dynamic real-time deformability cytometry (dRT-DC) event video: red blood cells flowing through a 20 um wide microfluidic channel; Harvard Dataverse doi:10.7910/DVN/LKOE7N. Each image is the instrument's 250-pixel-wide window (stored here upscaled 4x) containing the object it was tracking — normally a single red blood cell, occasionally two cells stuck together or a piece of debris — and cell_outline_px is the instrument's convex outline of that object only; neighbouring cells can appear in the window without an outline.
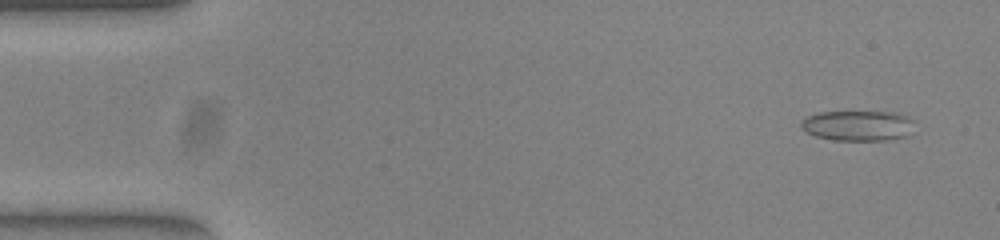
{"species": "common noctule bat (a hibernating species)", "species_latin": "Nyctalus noctula", "temperature_condition": "warm", "stored_images_in_passage": 53, "camera_frame_rate_fps": 3000, "um_per_image_px": 0.085, "animal": {"sex": "female", "body_mass_g": 23.0, "forearm_length_mm": 53.4}, "frame": {"image": 1, "passage_image": 3, "time_ms": 0.667, "image_size_px": [1000, 240], "cell_outline_px": [[916, 120], [908, 136], [888, 140], [832, 140], [816, 136], [804, 132], [800, 128], [800, 120], [816, 112], [900, 112]], "centroid_in_image_um": [72.93, 10.67], "position_along_channel_um": 12.1, "area_um2": 20.52}}
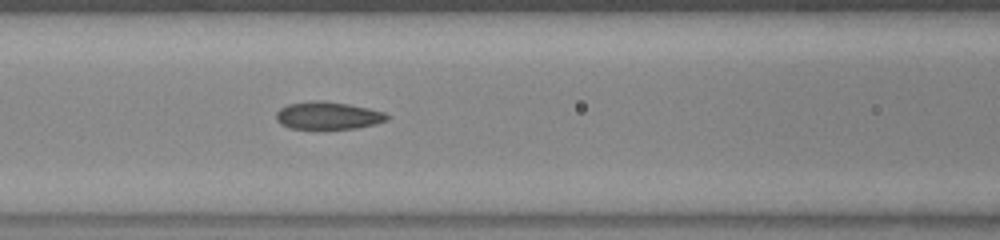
{"frame": {"image": 2, "passage_image": 22, "time_ms": 7.0, "image_size_px": [1000, 240], "cell_outline_px": [[388, 120], [356, 128], [288, 128], [280, 124], [276, 120], [276, 112], [280, 108], [288, 104], [312, 100], [324, 100], [348, 104], [368, 108], [384, 112], [388, 116]], "centroid_in_image_um": [27.83, 9.8], "position_along_channel_um": 138.8, "area_um2": 17.69}}
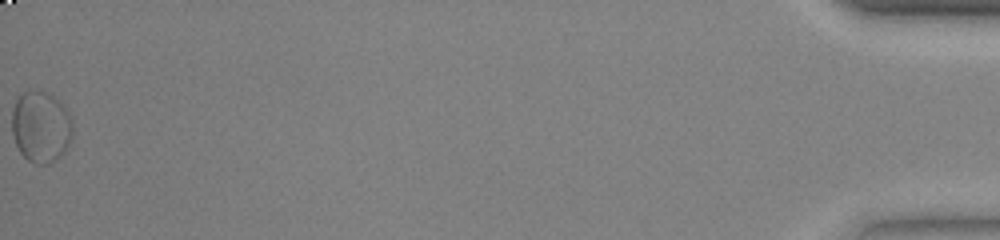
{"frame": {"image": 3, "passage_image": 53, "time_ms": 17.333, "image_size_px": [1000, 240], "cell_outline_px": [[72, 136], [64, 152], [60, 156], [48, 164], [36, 164], [28, 160], [20, 152], [16, 144], [12, 132], [12, 108], [16, 100], [28, 88], [44, 92], [52, 96], [64, 104], [72, 116]], "centroid_in_image_um": [3.48, 10.75], "position_along_channel_um": 431.7, "area_um2": 25.49}, "authors_computed_cell_mechanics": {"area_um2": 18.6694, "velocity_mm_per_s": 3.8596, "shape_relaxation_time_tau1_ms": 8.2006, "shape_relaxation_time_tau2_ms": 3.8939, "deformation_change_tau1": 0.1452, "deformation_change_tau2": 0.0998}}